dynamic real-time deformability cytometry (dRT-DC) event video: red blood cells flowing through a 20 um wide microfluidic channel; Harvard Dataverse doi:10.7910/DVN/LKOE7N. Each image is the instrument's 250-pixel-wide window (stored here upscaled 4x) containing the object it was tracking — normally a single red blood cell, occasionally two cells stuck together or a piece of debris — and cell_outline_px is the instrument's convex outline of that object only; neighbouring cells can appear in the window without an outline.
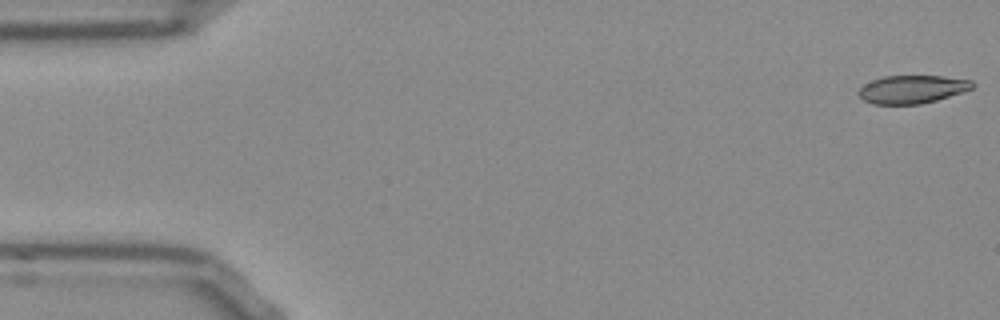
{"species": "Egyptian fruit bat (a non-hibernating species)", "species_latin": "Rousettus aegyptiacus", "temperature_condition": "room temperature", "stored_images_in_passage": 4, "camera_frame_rate_fps": 3000, "um_per_image_px": 0.085, "frame": {"image": 1, "passage_image": 1, "time_ms": 0.0, "image_size_px": [1000, 320], "cell_outline_px": [[976, 84], [972, 88], [936, 100], [920, 104], [872, 104], [864, 100], [856, 92], [864, 84], [872, 80], [884, 76], [944, 76], [972, 80]], "centroid_in_image_um": [77.51, 7.58], "position_along_channel_um": 7.5, "area_um2": 18.55}}